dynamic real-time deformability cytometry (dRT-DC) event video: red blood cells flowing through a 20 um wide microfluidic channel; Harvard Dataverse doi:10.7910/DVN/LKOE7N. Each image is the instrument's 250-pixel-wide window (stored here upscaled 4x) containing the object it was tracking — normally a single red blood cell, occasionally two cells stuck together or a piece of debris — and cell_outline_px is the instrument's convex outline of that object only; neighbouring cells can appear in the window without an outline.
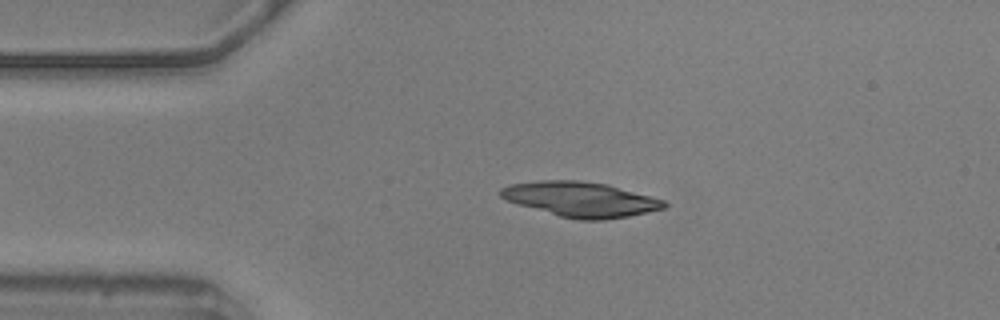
{"species": "common noctule bat (a hibernating species)", "species_latin": "Nyctalus noctula", "temperature_condition": "warm", "stored_images_in_passage": 45, "camera_frame_rate_fps": 3000, "um_per_image_px": 0.085, "animal": {"sex": "male", "body_mass_g": 20.5, "forearm_length_mm": 52.5}, "frame": {"image": 1, "passage_image": 1, "time_ms": 0.0, "image_size_px": [1000, 320], "cell_outline_px": [[668, 204], [664, 208], [628, 216], [604, 220], [580, 220], [560, 216], [504, 200], [500, 196], [500, 188], [512, 184], [540, 180], [580, 180], [608, 184], [664, 200]], "centroid_in_image_um": [49.34, 16.93], "position_along_channel_um": 35.7, "area_um2": 33.12}}